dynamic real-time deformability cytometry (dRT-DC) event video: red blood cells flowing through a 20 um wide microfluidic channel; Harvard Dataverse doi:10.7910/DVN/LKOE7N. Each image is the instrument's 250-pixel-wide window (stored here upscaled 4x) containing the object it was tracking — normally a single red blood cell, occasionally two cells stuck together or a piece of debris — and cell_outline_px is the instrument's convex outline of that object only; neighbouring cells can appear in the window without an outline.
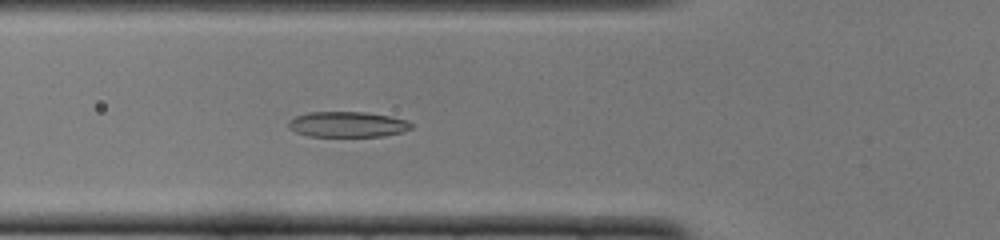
{"species": "common noctule bat (a hibernating species)", "species_latin": "Nyctalus noctula", "temperature_condition": "cold", "stored_images_in_passage": 50, "camera_frame_rate_fps": 3000, "um_per_image_px": 0.085, "animal": {"sex": "female", "body_mass_g": 22.0, "forearm_length_mm": 56.7}, "frame": {"image": 1, "passage_image": 18, "time_ms": 5.667, "image_size_px": [1000, 240], "cell_outline_px": [[412, 128], [404, 132], [384, 136], [308, 136], [296, 132], [288, 128], [288, 120], [296, 116], [308, 112], [368, 112], [392, 116], [408, 120], [412, 124]], "centroid_in_image_um": [29.56, 10.57], "position_along_channel_um": 96.2, "area_um2": 18.5}}
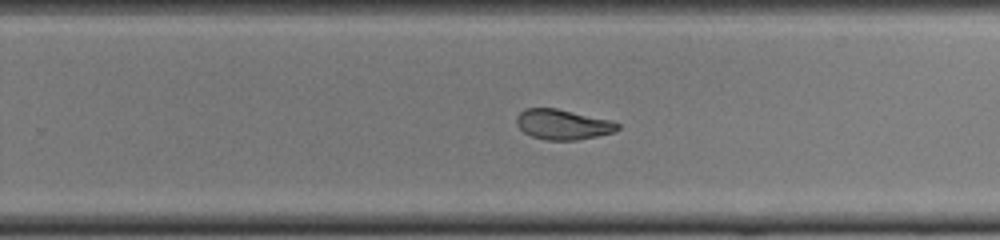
{"frame": {"image": 2, "passage_image": 32, "time_ms": 10.333, "image_size_px": [1000, 240], "cell_outline_px": [[620, 128], [616, 132], [576, 140], [548, 140], [532, 136], [524, 132], [516, 124], [516, 116], [524, 108], [556, 108], [612, 120], [620, 124]], "centroid_in_image_um": [47.86, 10.57], "position_along_channel_um": 281.9, "area_um2": 17.86}}
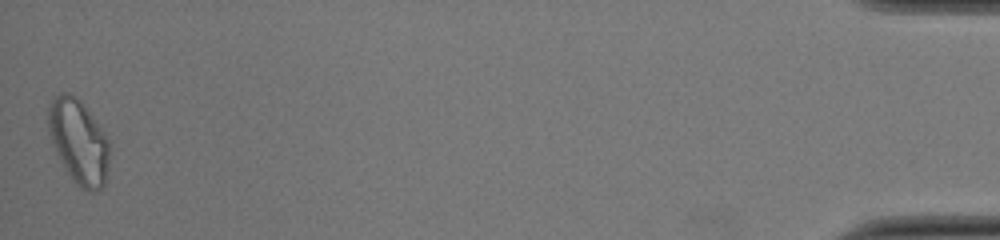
{"frame": {"image": 3, "passage_image": 50, "time_ms": 16.333, "image_size_px": [1000, 240], "cell_outline_px": [[108, 164], [104, 184], [96, 192], [88, 192], [80, 188], [64, 168], [52, 140], [48, 128], [48, 104], [52, 96], [60, 92], [68, 92], [88, 112], [104, 132], [108, 140]], "centroid_in_image_um": [6.66, 12.05], "position_along_channel_um": 428.5, "area_um2": 29.36}, "authors_computed_cell_mechanics": {"area_um2": 18.7561, "velocity_mm_per_s": 3.9845, "shape_relaxation_time_tau1_ms": 8.7591, "shape_relaxation_time_tau2_ms": 4.2806, "deformation_change_tau1": 0.2562, "deformation_change_tau2": 0.1131}}